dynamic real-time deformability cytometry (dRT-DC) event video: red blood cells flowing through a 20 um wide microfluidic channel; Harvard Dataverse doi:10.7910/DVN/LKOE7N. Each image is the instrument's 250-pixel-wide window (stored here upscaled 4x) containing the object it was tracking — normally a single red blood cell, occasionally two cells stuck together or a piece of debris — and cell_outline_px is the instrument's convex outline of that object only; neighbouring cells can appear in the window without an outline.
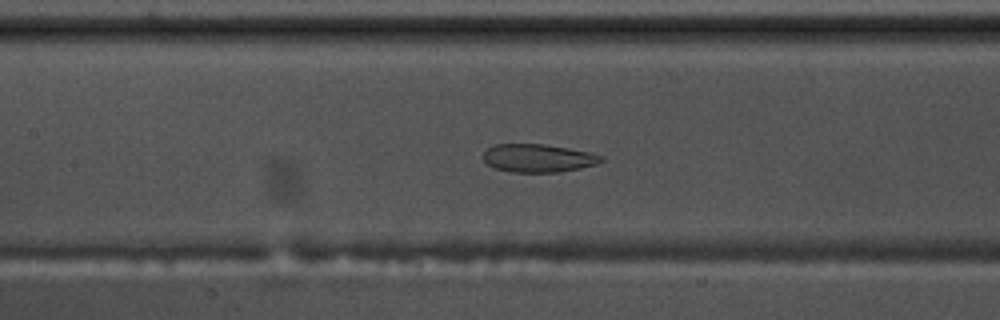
{"species": "common noctule bat (a hibernating species)", "species_latin": "Nyctalus noctula", "temperature_condition": "warm", "stored_images_in_passage": 40, "camera_frame_rate_fps": 3000, "um_per_image_px": 0.085, "animal": {"sex": "male", "body_mass_g": 17.5, "forearm_length_mm": 52.3}, "frame": {"image": 1, "passage_image": 9, "time_ms": 2.667, "image_size_px": [1000, 320], "cell_outline_px": [[604, 160], [596, 164], [580, 168], [560, 172], [512, 172], [496, 168], [484, 164], [484, 152], [488, 148], [496, 144], [544, 144], [592, 152], [604, 156]], "centroid_in_image_um": [45.76, 13.44], "position_along_channel_um": 161.6, "area_um2": 19.42}}
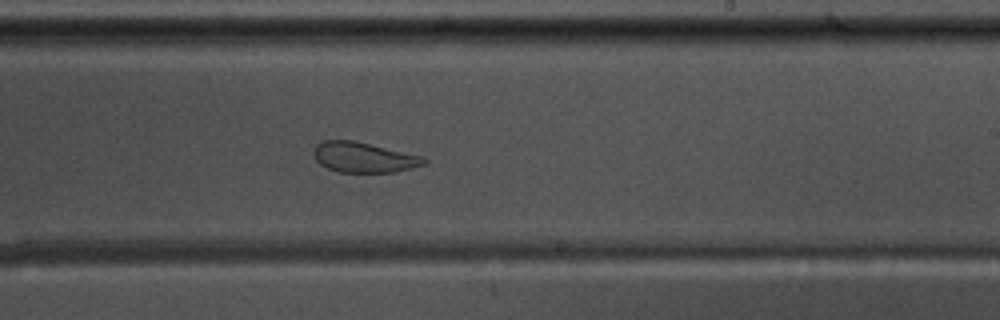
{"frame": {"image": 2, "passage_image": 17, "time_ms": 5.333, "image_size_px": [1000, 320], "cell_outline_px": [[428, 160], [424, 164], [412, 168], [396, 172], [336, 172], [320, 164], [316, 160], [312, 152], [316, 144], [324, 140], [352, 140], [420, 156]], "centroid_in_image_um": [30.86, 13.38], "position_along_channel_um": 258.1, "area_um2": 19.25}}
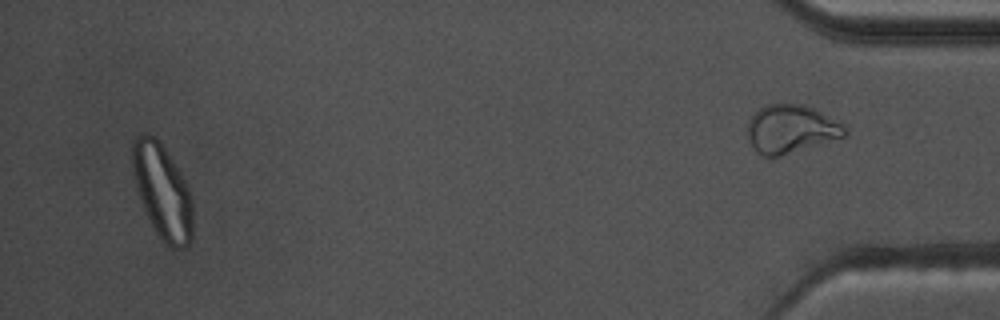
{"frame": {"image": 3, "passage_image": 37, "time_ms": 12.0, "image_size_px": [1000, 320], "cell_outline_px": [[192, 240], [188, 248], [172, 248], [156, 232], [144, 212], [140, 200], [132, 172], [132, 140], [136, 136], [144, 132], [152, 136], [164, 148], [180, 172], [188, 188], [192, 204]], "centroid_in_image_um": [13.79, 16.29], "position_along_channel_um": 421.4, "area_um2": 33.06}}